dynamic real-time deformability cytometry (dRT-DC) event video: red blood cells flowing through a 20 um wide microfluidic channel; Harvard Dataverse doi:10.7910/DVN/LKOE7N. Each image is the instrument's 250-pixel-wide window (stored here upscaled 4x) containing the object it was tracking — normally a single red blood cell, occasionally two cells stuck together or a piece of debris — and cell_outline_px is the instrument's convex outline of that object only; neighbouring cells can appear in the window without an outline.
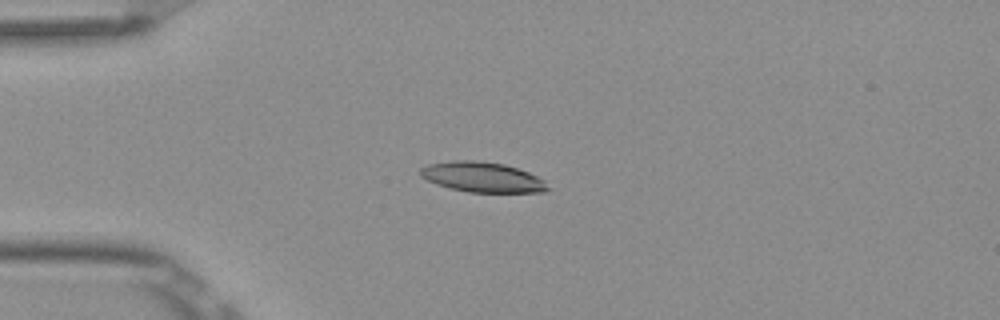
{"species": "Egyptian fruit bat (a non-hibernating species)", "species_latin": "Rousettus aegyptiacus", "temperature_condition": "room temperature", "stored_images_in_passage": 6, "camera_frame_rate_fps": 3000, "um_per_image_px": 0.085, "frame": {"image": 1, "passage_image": 1, "time_ms": 0.0, "image_size_px": [1000, 320], "cell_outline_px": [[552, 188], [544, 192], [468, 192], [436, 184], [420, 176], [420, 168], [428, 164], [452, 160], [476, 160], [504, 164], [528, 172], [544, 180]], "centroid_in_image_um": [41.01, 15.05], "position_along_channel_um": 44.0, "area_um2": 22.37}}
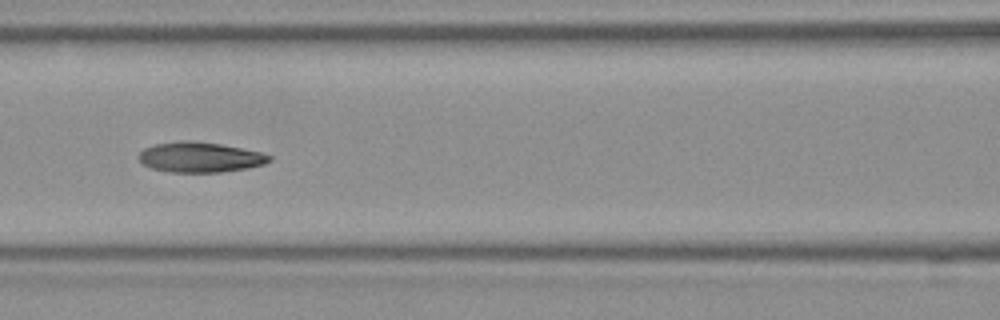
{"frame": {"image": 2, "passage_image": 4, "time_ms": 1.0, "image_size_px": [1000, 320], "cell_outline_px": [[272, 160], [264, 164], [248, 168], [220, 172], [172, 172], [152, 168], [144, 164], [136, 156], [144, 148], [156, 144], [180, 140], [188, 140], [220, 144], [260, 152], [272, 156]], "centroid_in_image_um": [17.0, 13.36], "position_along_channel_um": 149.6, "area_um2": 22.89}}
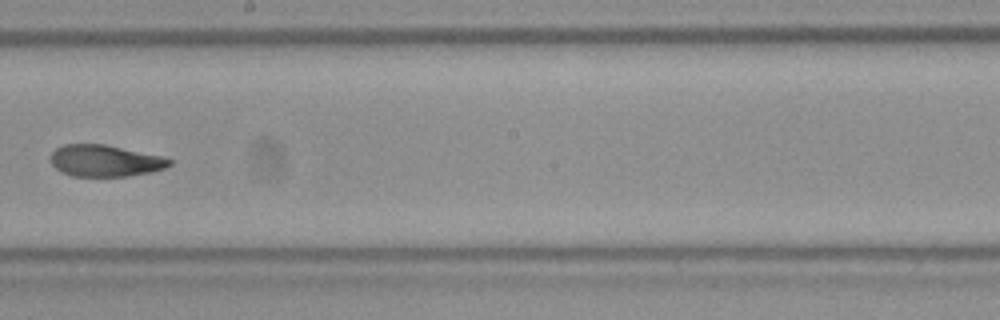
{"frame": {"image": 3, "passage_image": 6, "time_ms": 1.667, "image_size_px": [1000, 320], "cell_outline_px": [[172, 164], [164, 168], [152, 172], [128, 176], [72, 176], [60, 172], [52, 164], [52, 152], [56, 148], [64, 144], [104, 144], [164, 156], [172, 160]], "centroid_in_image_um": [8.96, 13.66], "position_along_channel_um": 239.2, "area_um2": 21.96}}